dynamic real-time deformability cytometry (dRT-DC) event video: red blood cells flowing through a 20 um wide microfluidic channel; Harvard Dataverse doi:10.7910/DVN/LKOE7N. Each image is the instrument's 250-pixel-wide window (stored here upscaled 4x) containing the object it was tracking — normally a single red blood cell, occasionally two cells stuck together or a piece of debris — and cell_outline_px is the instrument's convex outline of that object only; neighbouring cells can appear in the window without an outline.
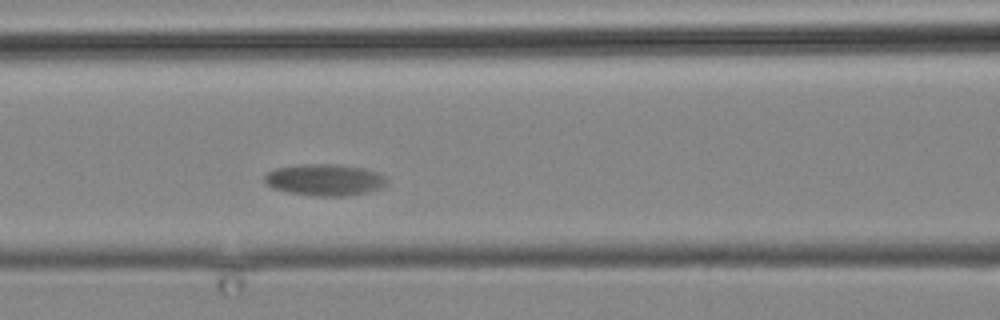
{"species": "common noctule bat (a hibernating species)", "species_latin": "Nyctalus noctula", "temperature_condition": "cold", "stored_images_in_passage": 7, "camera_frame_rate_fps": 3000, "um_per_image_px": 0.085, "animal": {"sex": "male", "body_mass_g": 19.2, "forearm_length_mm": 51.8}, "frame": {"image": 1, "passage_image": 7, "time_ms": 7.333, "image_size_px": [1000, 320], "cell_outline_px": [[388, 180], [380, 188], [364, 192], [344, 196], [320, 196], [288, 192], [272, 188], [264, 180], [264, 176], [268, 172], [276, 168], [300, 164], [340, 164], [364, 168], [380, 172]], "centroid_in_image_um": [27.6, 15.27], "position_along_channel_um": 139.0, "area_um2": 22.43}}